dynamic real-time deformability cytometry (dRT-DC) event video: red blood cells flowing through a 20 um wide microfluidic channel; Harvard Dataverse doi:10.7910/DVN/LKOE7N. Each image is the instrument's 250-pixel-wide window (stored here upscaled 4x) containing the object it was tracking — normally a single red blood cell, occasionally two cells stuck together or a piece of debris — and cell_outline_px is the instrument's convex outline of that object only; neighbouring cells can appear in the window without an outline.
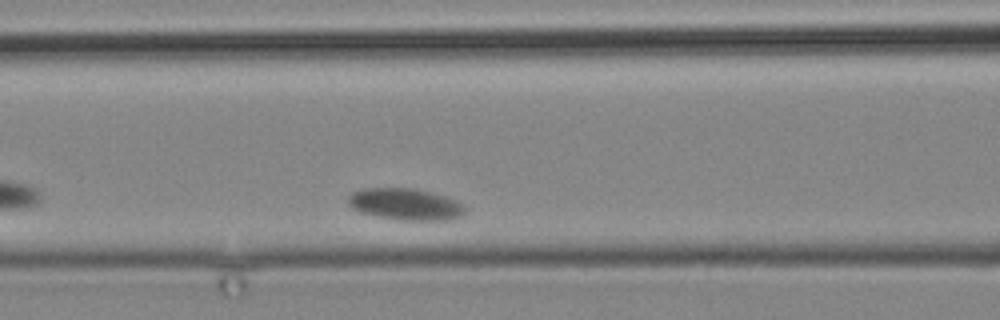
{"species": "common noctule bat (a hibernating species)", "species_latin": "Nyctalus noctula", "temperature_condition": "cold", "stored_images_in_passage": 3, "camera_frame_rate_fps": 3000, "um_per_image_px": 0.085, "animal": {"sex": "male", "body_mass_g": 19.2, "forearm_length_mm": 51.8}, "frame": {"image": 1, "passage_image": 3, "time_ms": 2.333, "image_size_px": [1000, 320], "cell_outline_px": [[464, 212], [460, 216], [448, 220], [404, 220], [380, 216], [360, 212], [352, 208], [348, 204], [348, 196], [352, 192], [360, 188], [412, 188], [444, 196], [456, 200], [464, 204]], "centroid_in_image_um": [34.43, 17.35], "position_along_channel_um": 132.2, "area_um2": 21.39}}